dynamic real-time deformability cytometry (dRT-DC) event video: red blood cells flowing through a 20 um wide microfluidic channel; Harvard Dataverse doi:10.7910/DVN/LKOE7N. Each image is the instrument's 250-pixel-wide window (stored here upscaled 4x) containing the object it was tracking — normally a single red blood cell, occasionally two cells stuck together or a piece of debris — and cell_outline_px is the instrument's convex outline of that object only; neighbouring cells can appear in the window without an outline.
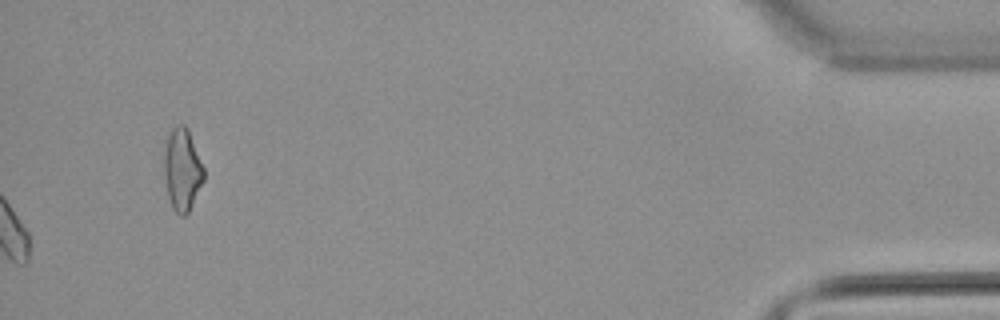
{"species": "common noctule bat (a hibernating species)", "species_latin": "Nyctalus noctula", "temperature_condition": "warm", "stored_images_in_passage": 49, "camera_frame_rate_fps": 3000, "um_per_image_px": 0.085, "animal": {"sex": "male", "body_mass_g": 21.5, "forearm_length_mm": 52.0}, "frame": {"image": 1, "passage_image": 49, "time_ms": 16.0, "image_size_px": [1000, 320], "cell_outline_px": [[204, 180], [188, 212], [184, 216], [180, 216], [172, 208], [168, 196], [164, 176], [164, 152], [168, 136], [172, 128], [176, 124], [184, 124], [188, 128], [204, 168]], "centroid_in_image_um": [15.49, 14.4], "position_along_channel_um": 419.7, "area_um2": 19.02}, "authors_computed_cell_mechanics": {"area_um2": 15.4904, "velocity_mm_per_s": 3.8561, "shape_relaxation_time_tau1_ms": null, "shape_relaxation_time_tau2_ms": 3.1452, "deformation_change_tau1": null, "deformation_change_tau2": 0.0882}}